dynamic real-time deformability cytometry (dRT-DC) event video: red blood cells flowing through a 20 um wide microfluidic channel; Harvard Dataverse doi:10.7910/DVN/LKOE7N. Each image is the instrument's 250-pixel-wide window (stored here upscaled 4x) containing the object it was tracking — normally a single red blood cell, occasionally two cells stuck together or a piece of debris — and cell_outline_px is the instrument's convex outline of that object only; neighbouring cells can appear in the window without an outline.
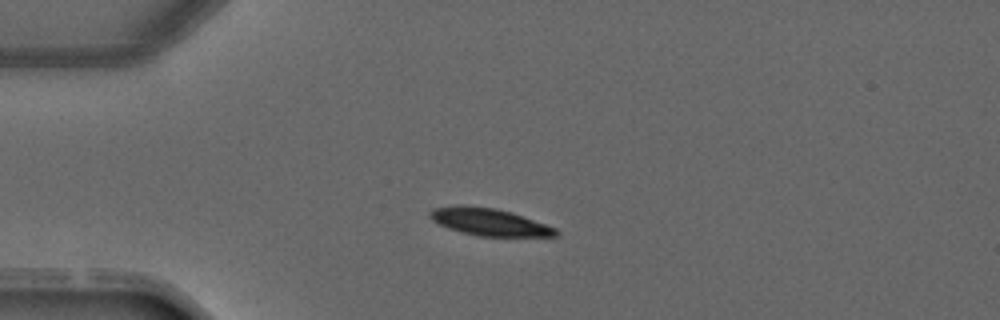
{"species": "common noctule bat (a hibernating species)", "species_latin": "Nyctalus noctula", "temperature_condition": "warm", "stored_images_in_passage": 5, "camera_frame_rate_fps": 3000, "um_per_image_px": 0.085, "animal": {"sex": "male", "forearm_length_mm": 52.5}, "frame": {"image": 1, "passage_image": 3, "time_ms": 2.333, "image_size_px": [1000, 320], "cell_outline_px": [[560, 232], [556, 236], [480, 236], [460, 232], [448, 228], [432, 220], [428, 216], [428, 212], [432, 208], [456, 204], [496, 208], [512, 212], [556, 228]], "centroid_in_image_um": [41.54, 18.85], "position_along_channel_um": 43.5, "area_um2": 20.11}}